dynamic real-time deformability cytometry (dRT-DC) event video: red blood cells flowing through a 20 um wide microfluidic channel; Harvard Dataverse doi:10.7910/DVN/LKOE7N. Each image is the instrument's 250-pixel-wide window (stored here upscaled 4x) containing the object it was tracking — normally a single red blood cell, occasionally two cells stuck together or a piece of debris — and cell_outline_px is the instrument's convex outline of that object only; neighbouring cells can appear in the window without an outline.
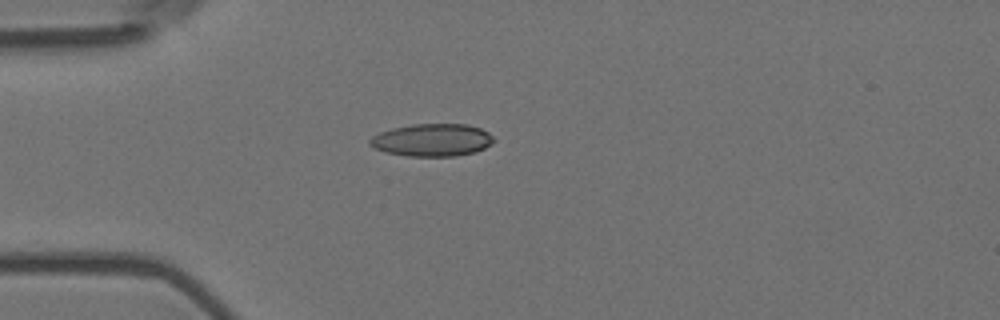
{"species": "Egyptian fruit bat (a non-hibernating species)", "species_latin": "Rousettus aegyptiacus", "temperature_condition": "room temperature", "stored_images_in_passage": 4, "camera_frame_rate_fps": 3000, "um_per_image_px": 0.085, "animal": {"sex": "female"}, "frame": {"image": 1, "passage_image": 4, "time_ms": 1.0, "image_size_px": [1000, 320], "cell_outline_px": [[496, 140], [492, 144], [476, 152], [456, 156], [408, 156], [384, 152], [368, 144], [368, 140], [372, 136], [380, 132], [392, 128], [412, 124], [468, 124], [480, 128], [488, 132]], "centroid_in_image_um": [36.74, 11.9], "position_along_channel_um": 48.3, "area_um2": 23.7}}